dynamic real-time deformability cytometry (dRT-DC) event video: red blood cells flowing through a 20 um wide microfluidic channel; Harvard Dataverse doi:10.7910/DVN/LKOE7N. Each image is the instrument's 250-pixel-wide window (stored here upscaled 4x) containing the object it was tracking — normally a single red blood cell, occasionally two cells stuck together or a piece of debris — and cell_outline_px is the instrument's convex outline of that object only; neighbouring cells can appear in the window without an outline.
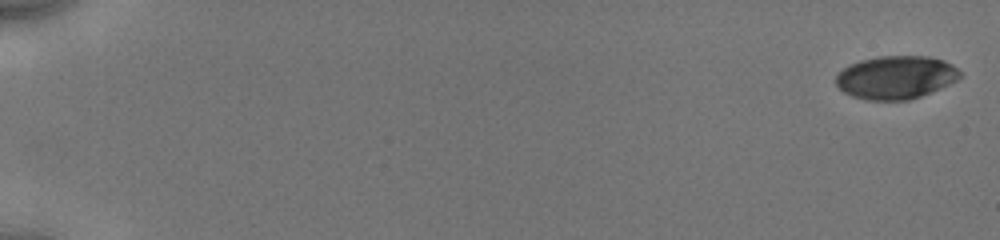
{"species": "human", "species_latin": "Homo sapiens", "temperature_condition": "cold", "stored_images_in_passage": 50, "camera_frame_rate_fps": 3000, "um_per_image_px": 0.085, "donor": {"sex": "male"}, "frame": {"image": 1, "passage_image": 1, "time_ms": 0.0, "image_size_px": [1000, 240], "cell_outline_px": [[960, 76], [956, 80], [940, 88], [920, 96], [908, 100], [868, 100], [852, 96], [844, 92], [836, 84], [836, 76], [848, 64], [860, 60], [880, 56], [928, 56], [944, 60], [952, 64], [960, 72]], "centroid_in_image_um": [76.13, 6.57], "position_along_channel_um": 8.9, "area_um2": 31.04}}
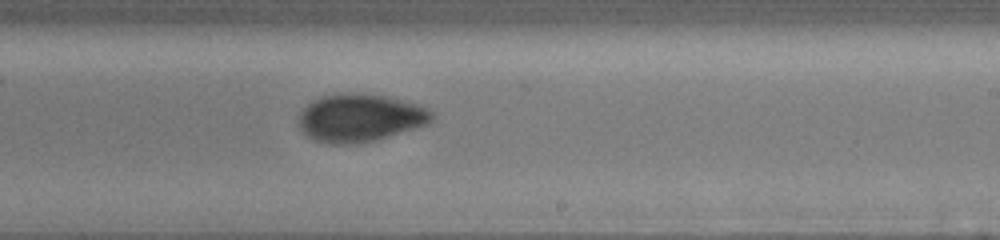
{"frame": {"image": 2, "passage_image": 32, "time_ms": 11.333, "image_size_px": [1000, 240], "cell_outline_px": [[436, 116], [428, 124], [416, 128], [376, 140], [348, 144], [328, 144], [316, 140], [308, 136], [300, 128], [300, 112], [312, 100], [324, 96], [352, 92], [384, 96], [416, 104], [428, 108]], "centroid_in_image_um": [30.63, 10.02], "position_along_channel_um": 258.4, "area_um2": 36.82}}
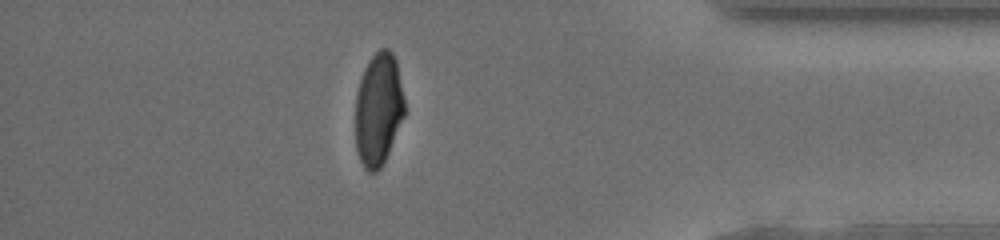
{"frame": {"image": 3, "passage_image": 44, "time_ms": 15.667, "image_size_px": [1000, 240], "cell_outline_px": [[404, 116], [388, 152], [380, 168], [376, 172], [368, 172], [364, 168], [360, 160], [356, 148], [356, 96], [360, 80], [364, 68], [368, 60], [380, 48], [388, 48], [392, 52], [396, 60], [404, 100]], "centroid_in_image_um": [32.15, 9.27], "position_along_channel_um": 403.0, "area_um2": 32.02}, "authors_computed_cell_mechanics": {"area_um2": 33.2928, "velocity_mm_per_s": 3.9452, "shape_relaxation_time_tau1_ms": 4.8364, "shape_relaxation_time_tau2_ms": 1.3475, "deformation_change_tau1": 0.1604, "deformation_change_tau2": 0.0456}}